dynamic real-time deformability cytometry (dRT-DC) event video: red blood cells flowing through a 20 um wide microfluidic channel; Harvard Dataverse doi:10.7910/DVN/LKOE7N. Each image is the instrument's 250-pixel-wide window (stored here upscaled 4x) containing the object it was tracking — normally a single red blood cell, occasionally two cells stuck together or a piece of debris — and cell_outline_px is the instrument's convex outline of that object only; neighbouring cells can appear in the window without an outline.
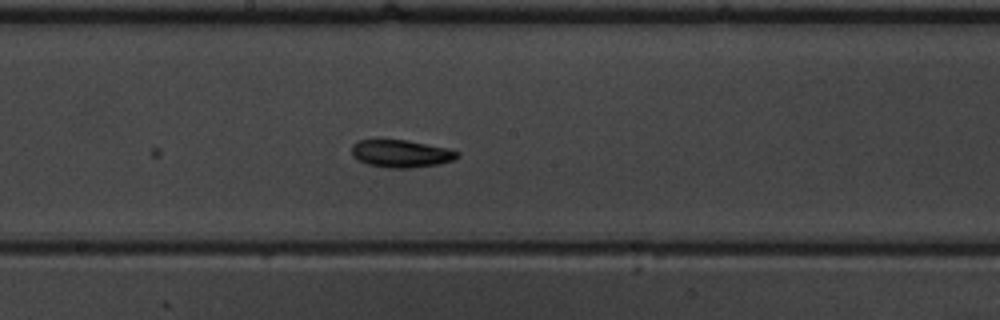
{"species": "common noctule bat (a hibernating species)", "species_latin": "Nyctalus noctula", "temperature_condition": "warm", "stored_images_in_passage": 22, "camera_frame_rate_fps": 3000, "um_per_image_px": 0.085, "animal": {"sex": "male", "body_mass_g": 19.5, "forearm_length_mm": 54.6}, "frame": {"image": 1, "passage_image": 22, "time_ms": 7.0, "image_size_px": [1000, 320], "cell_outline_px": [[460, 156], [452, 160], [440, 164], [412, 168], [388, 168], [368, 164], [356, 160], [352, 156], [352, 144], [356, 140], [408, 140], [448, 148], [460, 152]], "centroid_in_image_um": [34.09, 13.06], "position_along_channel_um": 214.1, "area_um2": 17.17}}